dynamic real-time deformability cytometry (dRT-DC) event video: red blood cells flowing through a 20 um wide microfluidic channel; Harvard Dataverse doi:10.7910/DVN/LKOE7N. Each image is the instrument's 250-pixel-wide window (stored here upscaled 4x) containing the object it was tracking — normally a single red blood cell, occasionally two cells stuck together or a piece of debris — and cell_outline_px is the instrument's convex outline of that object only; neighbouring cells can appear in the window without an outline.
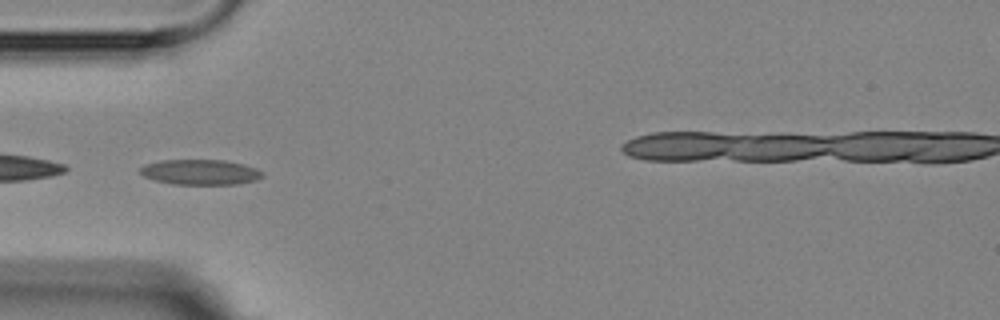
{"species": "Egyptian fruit bat (a non-hibernating species)", "species_latin": "Rousettus aegyptiacus", "temperature_condition": "room temperature", "stored_images_in_passage": 6, "segment_of_instrument_passage": [1, 2], "camera_frame_rate_fps": 3000, "um_per_image_px": 0.085, "animal": {"sex": "female"}, "frame": {"image": 1, "passage_image": 5, "time_ms": 4.333, "image_size_px": [1000, 320], "cell_outline_px": [[264, 176], [256, 180], [236, 184], [172, 184], [156, 180], [144, 176], [140, 172], [140, 168], [144, 164], [164, 160], [224, 160], [244, 164], [256, 168], [264, 172]], "centroid_in_image_um": [17.06, 14.63], "position_along_channel_um": 67.9, "area_um2": 17.98}}